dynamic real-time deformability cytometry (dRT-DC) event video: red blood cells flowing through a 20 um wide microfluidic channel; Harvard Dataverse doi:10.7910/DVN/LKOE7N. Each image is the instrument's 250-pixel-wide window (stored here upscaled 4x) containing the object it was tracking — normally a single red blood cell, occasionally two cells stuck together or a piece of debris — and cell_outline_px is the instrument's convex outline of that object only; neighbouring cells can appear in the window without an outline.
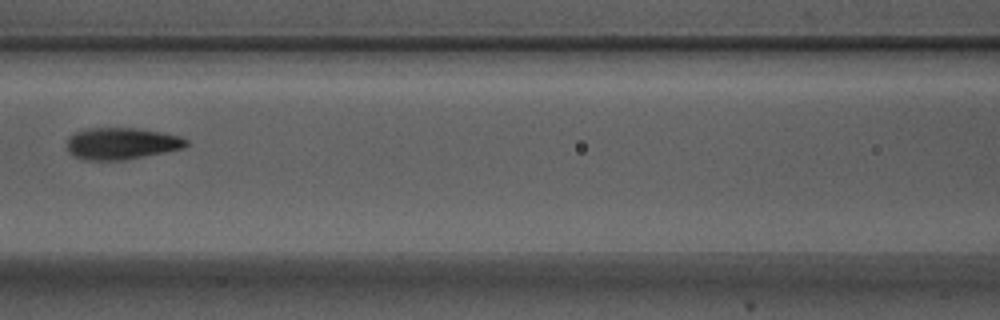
{"species": "Egyptian fruit bat (a non-hibernating species)", "species_latin": "Rousettus aegyptiacus", "temperature_condition": "warm", "stored_images_in_passage": 4, "camera_frame_rate_fps": 3000, "um_per_image_px": 0.085, "animal": {"sex": "male"}, "frame": {"image": 1, "passage_image": 4, "time_ms": 1.0, "image_size_px": [1000, 320], "cell_outline_px": [[188, 144], [184, 148], [124, 160], [84, 160], [68, 152], [68, 140], [76, 132], [88, 128], [140, 128], [180, 136], [188, 140]], "centroid_in_image_um": [10.36, 12.2], "position_along_channel_um": 156.2, "area_um2": 21.91}}